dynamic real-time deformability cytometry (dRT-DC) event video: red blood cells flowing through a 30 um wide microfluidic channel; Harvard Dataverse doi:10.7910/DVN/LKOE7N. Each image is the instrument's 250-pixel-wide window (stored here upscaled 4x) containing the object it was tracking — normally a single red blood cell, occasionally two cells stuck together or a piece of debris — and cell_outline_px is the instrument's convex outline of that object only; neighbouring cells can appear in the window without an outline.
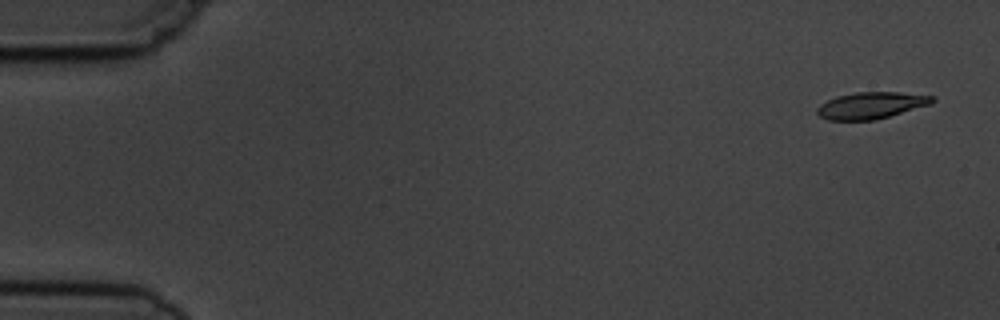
{"species": "common noctule bat (a hibernating species)", "species_latin": "Nyctalus noctula", "temperature_condition": "cold", "stored_images_in_passage": 4, "camera_frame_rate_fps": 3000, "um_per_image_px": 0.085, "animal": {"sex": "male", "body_mass_g": 19.5, "forearm_length_mm": 54.6}, "frame": {"image": 1, "passage_image": 1, "time_ms": 0.0, "image_size_px": [1000, 320], "cell_outline_px": [[936, 100], [932, 104], [888, 116], [872, 120], [828, 120], [820, 116], [816, 112], [816, 108], [820, 104], [836, 96], [856, 92], [900, 92], [936, 96]], "centroid_in_image_um": [74.06, 8.95], "position_along_channel_um": 10.9, "area_um2": 17.92}}
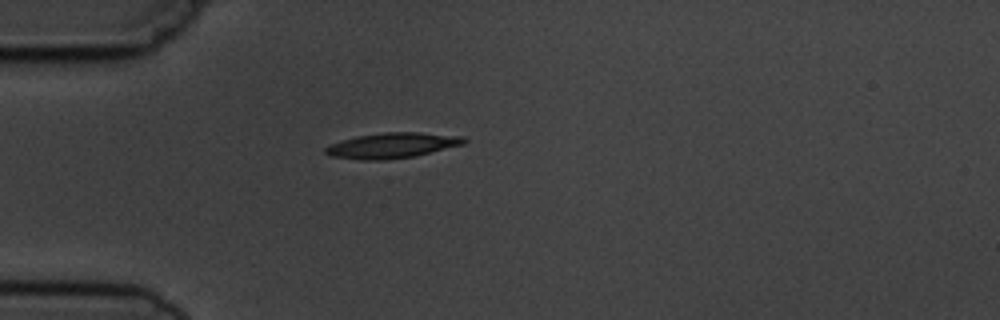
{"frame": {"image": 2, "passage_image": 4, "time_ms": 4.333, "image_size_px": [1000, 320], "cell_outline_px": [[468, 140], [464, 144], [416, 156], [384, 160], [360, 160], [332, 156], [324, 152], [324, 148], [332, 144], [356, 136], [384, 132], [420, 132], [464, 136]], "centroid_in_image_um": [33.38, 12.36], "position_along_channel_um": 51.6, "area_um2": 20.52}}